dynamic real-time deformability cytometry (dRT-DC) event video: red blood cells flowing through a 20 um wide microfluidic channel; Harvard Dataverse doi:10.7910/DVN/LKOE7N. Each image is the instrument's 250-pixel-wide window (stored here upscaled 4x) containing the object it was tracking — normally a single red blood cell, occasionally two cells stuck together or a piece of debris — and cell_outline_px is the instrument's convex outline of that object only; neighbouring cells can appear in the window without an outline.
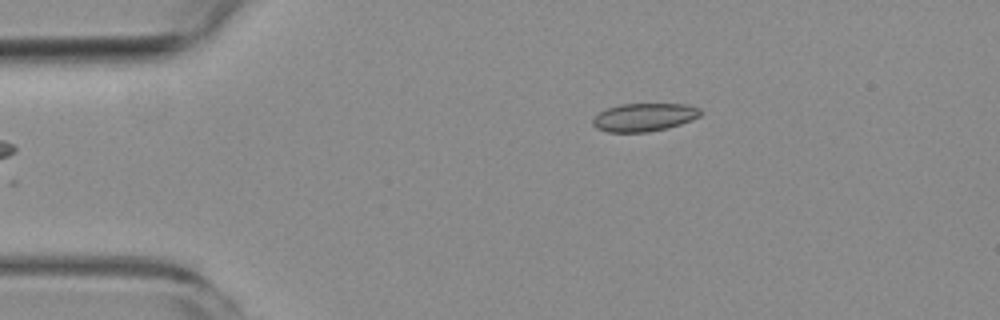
{"species": "common noctule bat (a hibernating species)", "species_latin": "Nyctalus noctula", "temperature_condition": "room temperature", "stored_images_in_passage": 6, "camera_frame_rate_fps": 3000, "um_per_image_px": 0.085, "animal": {"sex": "female", "body_mass_g": 19.3, "forearm_length_mm": 54.1}, "frame": {"image": 1, "passage_image": 6, "time_ms": 6.0, "image_size_px": [1000, 320], "cell_outline_px": [[700, 116], [692, 120], [668, 128], [648, 132], [608, 132], [596, 128], [592, 124], [592, 120], [600, 112], [608, 108], [620, 104], [688, 104], [700, 108]], "centroid_in_image_um": [54.76, 9.97], "position_along_channel_um": 30.2, "area_um2": 17.63}}